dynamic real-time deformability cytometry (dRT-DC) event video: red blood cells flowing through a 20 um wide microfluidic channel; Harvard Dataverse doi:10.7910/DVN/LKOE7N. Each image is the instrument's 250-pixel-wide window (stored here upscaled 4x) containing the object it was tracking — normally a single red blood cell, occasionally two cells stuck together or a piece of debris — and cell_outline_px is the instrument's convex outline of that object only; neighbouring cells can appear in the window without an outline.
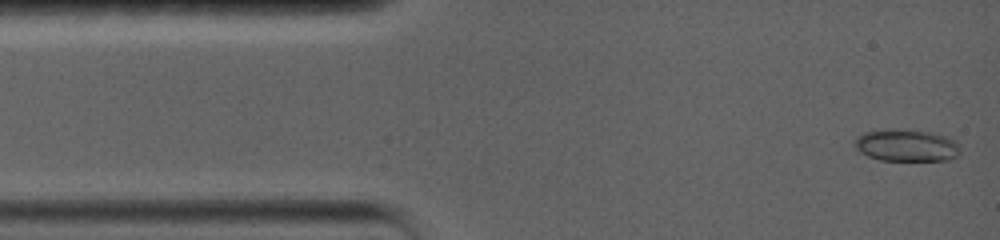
{"species": "common noctule bat (a hibernating species)", "species_latin": "Nyctalus noctula", "temperature_condition": "warm", "stored_images_in_passage": 11, "camera_frame_rate_fps": 5000, "um_per_image_px": 0.085, "animal": {"sex": "female", "body_mass_g": 19.0, "forearm_length_mm": 56.7}, "frame": {"image": 1, "passage_image": 1, "time_ms": 0.0, "image_size_px": [1000, 240], "cell_outline_px": [[960, 152], [956, 156], [948, 160], [880, 160], [868, 156], [860, 152], [852, 144], [864, 132], [932, 132], [944, 136], [952, 140], [960, 148]], "centroid_in_image_um": [77.06, 12.42], "position_along_channel_um": 7.9, "area_um2": 18.61}}
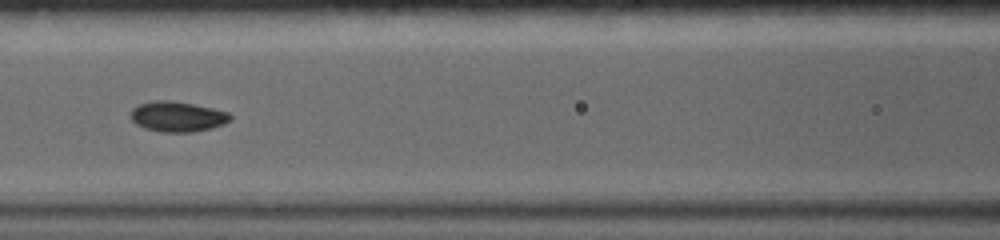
{"frame": {"image": 2, "passage_image": 10, "time_ms": 6.0, "image_size_px": [1000, 240], "cell_outline_px": [[232, 120], [224, 124], [212, 128], [192, 132], [160, 132], [144, 128], [136, 124], [132, 120], [132, 108], [140, 104], [156, 100], [172, 100], [212, 108], [228, 112], [232, 116]], "centroid_in_image_um": [15.11, 9.91], "position_along_channel_um": 151.5, "area_um2": 17.57}}
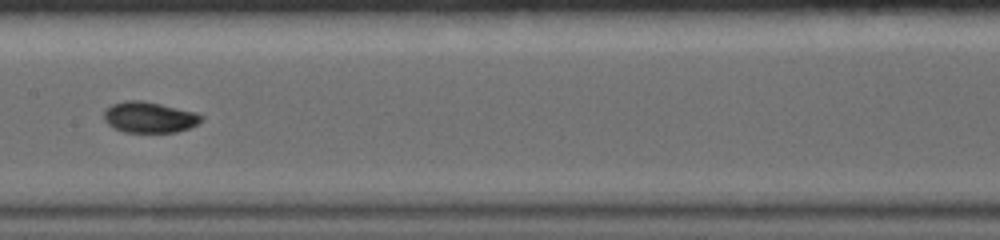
{"frame": {"image": 3, "passage_image": 11, "time_ms": 7.2, "image_size_px": [1000, 240], "cell_outline_px": [[204, 116], [196, 124], [188, 128], [176, 132], [124, 132], [112, 128], [104, 120], [104, 112], [112, 104], [124, 100], [140, 100], [160, 104], [196, 112]], "centroid_in_image_um": [12.66, 9.97], "position_along_channel_um": 194.7, "area_um2": 17.46}}